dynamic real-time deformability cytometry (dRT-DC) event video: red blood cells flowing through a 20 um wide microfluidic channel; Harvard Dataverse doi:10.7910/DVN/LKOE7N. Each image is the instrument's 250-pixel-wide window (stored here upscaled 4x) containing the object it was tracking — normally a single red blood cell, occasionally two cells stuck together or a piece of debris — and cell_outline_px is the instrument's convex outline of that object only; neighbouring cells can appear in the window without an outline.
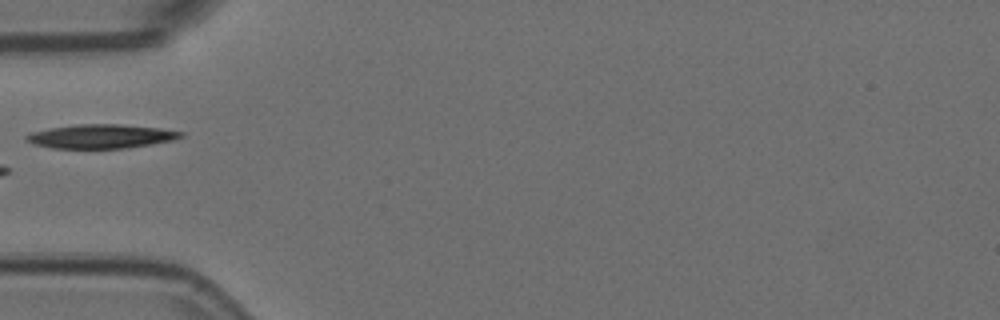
{"species": "Egyptian fruit bat (a non-hibernating species)", "species_latin": "Rousettus aegyptiacus", "temperature_condition": "room temperature", "stored_images_in_passage": 5, "camera_frame_rate_fps": 3000, "um_per_image_px": 0.085, "animal": {"sex": "female"}, "frame": {"image": 1, "passage_image": 5, "time_ms": 1.333, "image_size_px": [1000, 320], "cell_outline_px": [[184, 136], [176, 140], [152, 144], [124, 148], [52, 148], [36, 144], [24, 140], [24, 136], [32, 132], [52, 128], [76, 124], [120, 124], [160, 128], [184, 132]], "centroid_in_image_um": [8.63, 11.58], "position_along_channel_um": 76.4, "area_um2": 21.56}}